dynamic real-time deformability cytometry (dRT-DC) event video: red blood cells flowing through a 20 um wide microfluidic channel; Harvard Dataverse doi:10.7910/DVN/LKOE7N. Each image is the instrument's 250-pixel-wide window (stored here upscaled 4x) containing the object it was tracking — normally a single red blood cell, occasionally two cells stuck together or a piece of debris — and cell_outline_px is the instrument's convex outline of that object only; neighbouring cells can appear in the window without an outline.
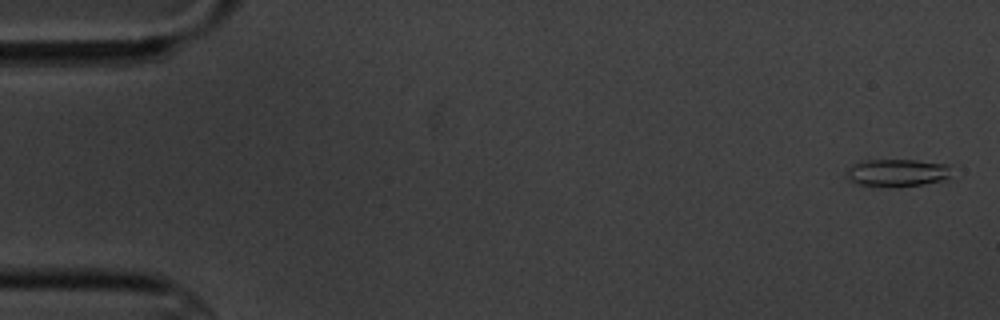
{"species": "common noctule bat (a hibernating species)", "species_latin": "Nyctalus noctula", "temperature_condition": "cold", "stored_images_in_passage": 5, "camera_frame_rate_fps": 3000, "um_per_image_px": 0.085, "animal": {"sex": "male", "body_mass_g": 20.1, "forearm_length_mm": 53.5}, "frame": {"image": 1, "passage_image": 1, "time_ms": 0.0, "image_size_px": [1000, 320], "cell_outline_px": [[948, 176], [940, 180], [924, 184], [896, 188], [892, 188], [860, 184], [848, 180], [844, 172], [852, 164], [860, 160], [916, 160], [948, 164]], "centroid_in_image_um": [76.15, 14.69], "position_along_channel_um": 8.8, "area_um2": 16.99}}
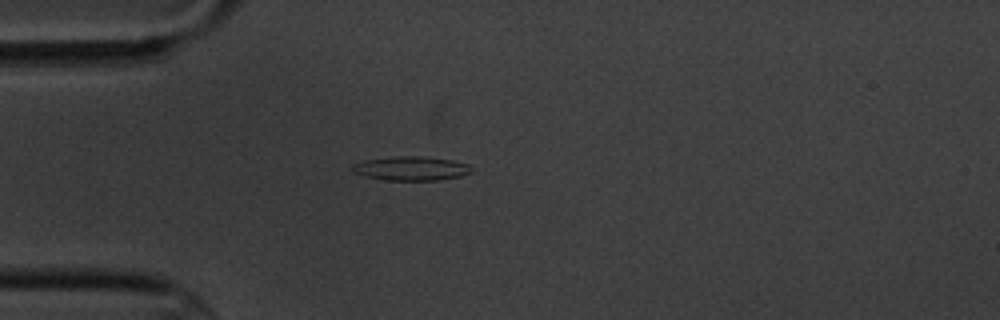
{"frame": {"image": 2, "passage_image": 5, "time_ms": 4.667, "image_size_px": [1000, 320], "cell_outline_px": [[472, 172], [460, 176], [440, 180], [384, 180], [364, 176], [352, 172], [352, 164], [364, 160], [400, 156], [420, 156], [452, 160], [468, 164]], "centroid_in_image_um": [34.92, 14.32], "position_along_channel_um": 50.1, "area_um2": 16.65}}